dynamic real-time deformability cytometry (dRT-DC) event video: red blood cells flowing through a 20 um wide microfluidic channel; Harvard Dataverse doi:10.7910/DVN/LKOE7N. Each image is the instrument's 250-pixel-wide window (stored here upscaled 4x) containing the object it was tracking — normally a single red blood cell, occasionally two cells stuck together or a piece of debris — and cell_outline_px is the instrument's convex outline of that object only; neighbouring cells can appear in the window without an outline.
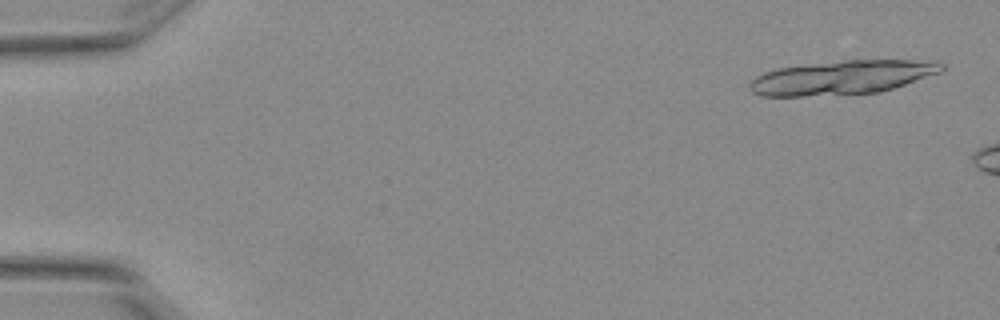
{"species": "Egyptian fruit bat (a non-hibernating species)", "species_latin": "Rousettus aegyptiacus", "temperature_condition": "warm", "stored_images_in_passage": 3, "camera_frame_rate_fps": 3000, "um_per_image_px": 0.085, "animal": {"sex": "female"}, "frame": {"image": 1, "passage_image": 1, "time_ms": 0.0, "image_size_px": [1000, 320], "cell_outline_px": [[948, 68], [940, 72], [880, 92], [804, 96], [760, 96], [752, 92], [748, 88], [748, 84], [756, 76], [764, 72], [776, 68], [808, 64], [844, 60], [908, 60], [944, 64]], "centroid_in_image_um": [71.5, 6.58], "position_along_channel_um": 13.5, "area_um2": 37.63}}